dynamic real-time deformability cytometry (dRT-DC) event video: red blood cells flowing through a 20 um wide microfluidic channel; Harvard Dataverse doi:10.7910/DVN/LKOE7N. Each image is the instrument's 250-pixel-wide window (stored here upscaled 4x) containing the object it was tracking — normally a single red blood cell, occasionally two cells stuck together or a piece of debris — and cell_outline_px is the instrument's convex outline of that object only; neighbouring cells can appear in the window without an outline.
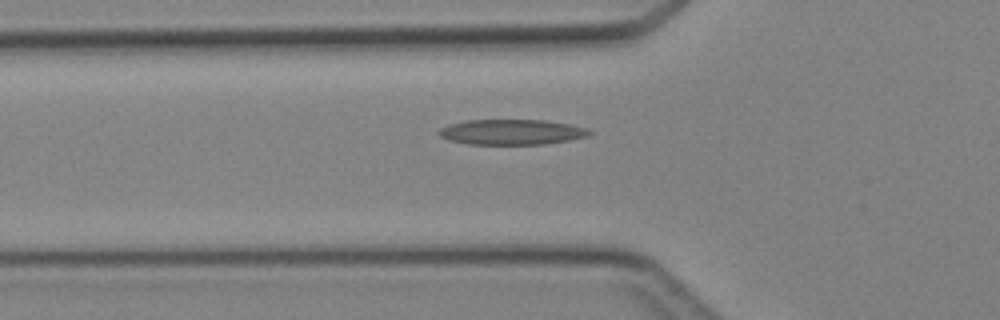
{"species": "Egyptian fruit bat (a non-hibernating species)", "species_latin": "Rousettus aegyptiacus", "temperature_condition": "cold", "stored_images_in_passage": 28, "camera_frame_rate_fps": 3000, "um_per_image_px": 0.085, "animal": {"sex": "female"}, "frame": {"image": 1, "passage_image": 2, "time_ms": 0.333, "image_size_px": [1000, 320], "cell_outline_px": [[592, 132], [588, 136], [572, 140], [544, 144], [468, 144], [448, 140], [440, 136], [436, 132], [440, 128], [448, 124], [468, 120], [544, 120], [568, 124], [588, 128]], "centroid_in_image_um": [43.48, 11.22], "position_along_channel_um": 82.3, "area_um2": 22.31}}
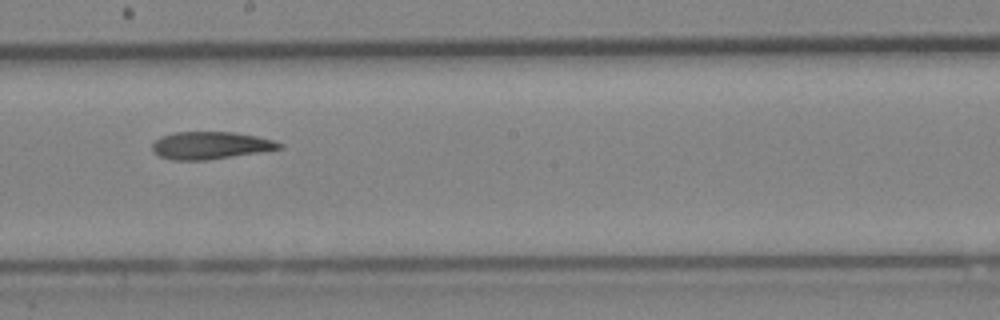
{"frame": {"image": 2, "passage_image": 12, "time_ms": 3.667, "image_size_px": [1000, 320], "cell_outline_px": [[284, 148], [260, 152], [208, 160], [172, 160], [160, 156], [152, 152], [152, 144], [160, 136], [176, 132], [232, 132], [256, 136], [272, 140], [284, 144]], "centroid_in_image_um": [17.88, 12.36], "position_along_channel_um": 230.3, "area_um2": 20.35}}
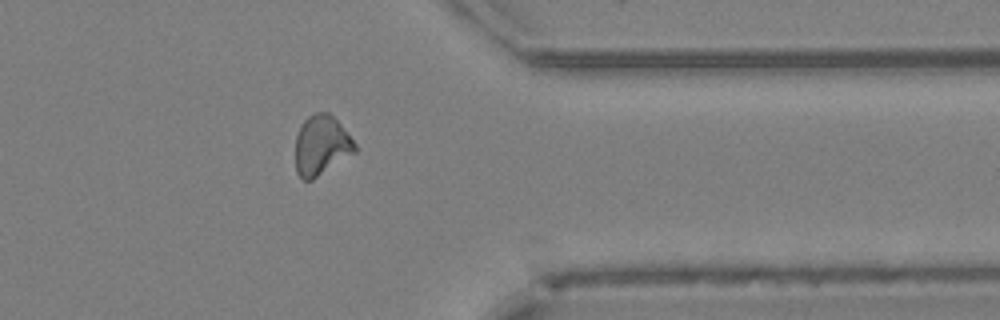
{"frame": {"image": 3, "passage_image": 23, "time_ms": 7.333, "image_size_px": [1000, 320], "cell_outline_px": [[356, 152], [312, 180], [304, 180], [296, 172], [296, 136], [304, 120], [308, 116], [316, 112], [328, 112], [340, 124], [356, 144]], "centroid_in_image_um": [27.31, 12.36], "position_along_channel_um": 384.1, "area_um2": 20.52}}